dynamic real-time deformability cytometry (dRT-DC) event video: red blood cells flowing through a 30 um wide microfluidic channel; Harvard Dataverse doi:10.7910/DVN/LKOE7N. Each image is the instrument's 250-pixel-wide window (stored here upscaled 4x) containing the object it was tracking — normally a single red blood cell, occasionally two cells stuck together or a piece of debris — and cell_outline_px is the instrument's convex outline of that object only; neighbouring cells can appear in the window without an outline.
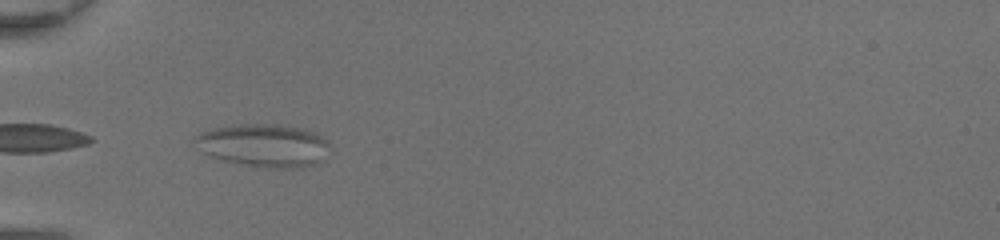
{"species": "common noctule bat (a hibernating species)", "species_latin": "Nyctalus noctula", "temperature_condition": "room temperature", "stored_images_in_passage": 4, "camera_frame_rate_fps": 3000, "um_per_image_px": 0.085, "animal": {"sex": "female", "body_mass_g": 20.0, "forearm_length_mm": 54.0}, "frame": {"image": 1, "passage_image": 1, "time_ms": 0.0, "image_size_px": [1000, 240], "cell_outline_px": [[328, 144], [320, 160], [316, 164], [300, 168], [268, 168], [220, 160], [204, 152], [192, 140], [196, 136], [212, 128], [240, 124], [280, 124], [304, 128], [316, 132]], "centroid_in_image_um": [22.4, 12.35], "position_along_channel_um": 62.6, "area_um2": 33.41}}